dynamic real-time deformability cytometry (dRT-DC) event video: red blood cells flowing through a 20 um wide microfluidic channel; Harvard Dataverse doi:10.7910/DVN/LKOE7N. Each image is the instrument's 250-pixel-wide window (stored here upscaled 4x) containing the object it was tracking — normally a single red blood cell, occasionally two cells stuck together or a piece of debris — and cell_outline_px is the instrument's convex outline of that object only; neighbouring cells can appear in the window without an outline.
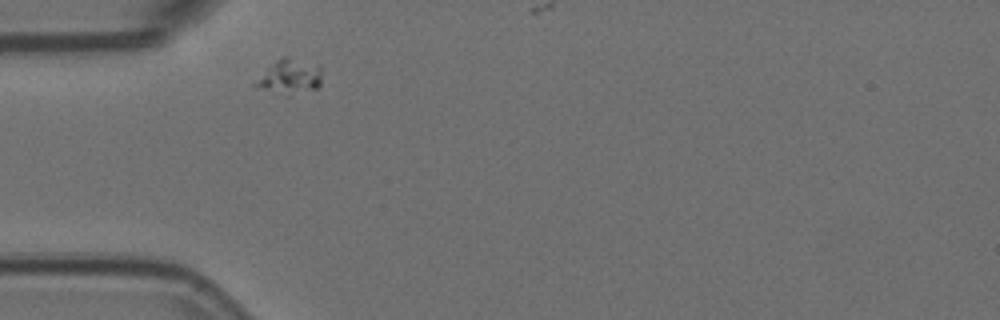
{"species": "Egyptian fruit bat (a non-hibernating species)", "species_latin": "Rousettus aegyptiacus", "temperature_condition": "room temperature", "stored_images_in_passage": 1, "camera_frame_rate_fps": 3000, "um_per_image_px": 0.085, "animal": {"sex": "female"}, "frame": {"image": 1, "passage_image": 1, "time_ms": 0.0, "image_size_px": [1000, 320], "cell_outline_px": [[320, 84], [316, 88], [288, 96], [252, 84], [276, 60], [284, 56], [288, 56], [320, 64]], "centroid_in_image_um": [24.68, 6.49], "position_along_channel_um": 60.3, "area_um2": 13.18}}